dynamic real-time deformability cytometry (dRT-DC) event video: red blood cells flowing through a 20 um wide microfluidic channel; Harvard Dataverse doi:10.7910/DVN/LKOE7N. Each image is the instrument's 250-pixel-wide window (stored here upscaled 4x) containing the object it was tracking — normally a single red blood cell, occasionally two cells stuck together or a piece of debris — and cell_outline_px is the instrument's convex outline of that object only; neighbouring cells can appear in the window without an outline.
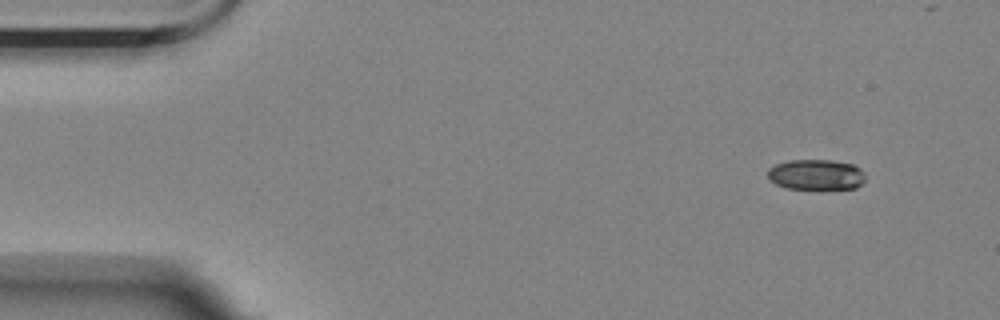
{"species": "Egyptian fruit bat (a non-hibernating species)", "species_latin": "Rousettus aegyptiacus", "temperature_condition": "room temperature", "stored_images_in_passage": 5, "camera_frame_rate_fps": 3000, "um_per_image_px": 0.085, "animal": {"sex": "female"}, "frame": {"image": 1, "passage_image": 2, "time_ms": 0.333, "image_size_px": [1000, 320], "cell_outline_px": [[864, 180], [856, 188], [788, 188], [776, 184], [768, 176], [768, 168], [776, 164], [788, 160], [828, 160], [852, 164], [860, 168], [864, 172]], "centroid_in_image_um": [69.36, 14.83], "position_along_channel_um": 15.6, "area_um2": 17.05}}
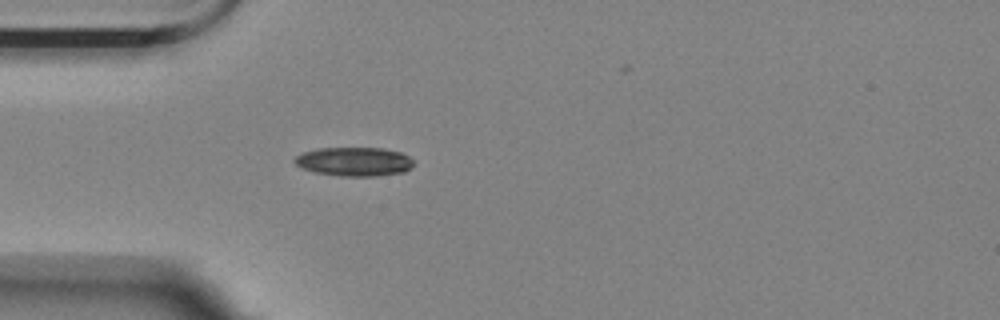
{"frame": {"image": 2, "passage_image": 5, "time_ms": 1.333, "image_size_px": [1000, 320], "cell_outline_px": [[412, 164], [404, 172], [376, 176], [344, 176], [316, 172], [304, 168], [296, 164], [292, 160], [296, 156], [304, 152], [320, 148], [384, 148], [400, 152], [408, 156], [412, 160]], "centroid_in_image_um": [30.11, 13.73], "position_along_channel_um": 54.9, "area_um2": 19.77}}